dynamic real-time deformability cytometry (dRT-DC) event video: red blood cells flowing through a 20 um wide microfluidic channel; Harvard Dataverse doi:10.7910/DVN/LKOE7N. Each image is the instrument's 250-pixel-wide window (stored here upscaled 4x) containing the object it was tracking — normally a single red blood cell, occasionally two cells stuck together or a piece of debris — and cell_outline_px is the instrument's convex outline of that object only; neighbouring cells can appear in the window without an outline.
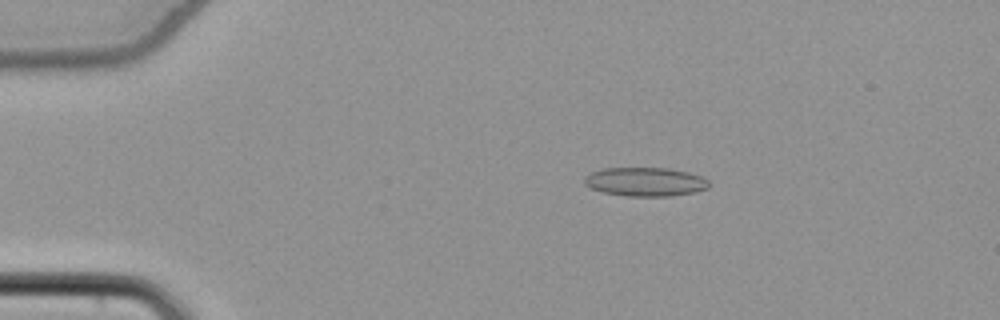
{"species": "common noctule bat (a hibernating species)", "species_latin": "Nyctalus noctula", "temperature_condition": "cold", "stored_images_in_passage": 54, "camera_frame_rate_fps": 3000, "um_per_image_px": 0.085, "animal": {"sex": "female", "body_mass_g": 22.7, "forearm_length_mm": 54.2}, "frame": {"image": 1, "passage_image": 11, "time_ms": 3.333, "image_size_px": [1000, 320], "cell_outline_px": [[708, 188], [696, 192], [668, 196], [624, 196], [604, 192], [592, 188], [584, 184], [584, 176], [592, 172], [604, 168], [668, 168], [688, 172], [704, 176], [708, 180]], "centroid_in_image_um": [54.87, 15.45], "position_along_channel_um": 30.1, "area_um2": 20.98}}
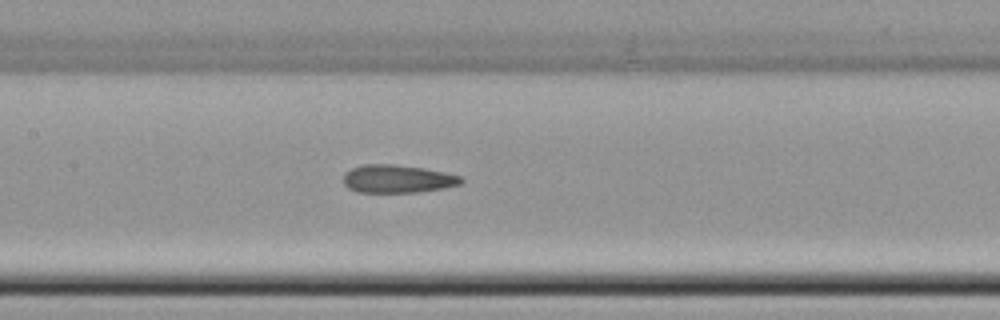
{"frame": {"image": 2, "passage_image": 27, "time_ms": 8.667, "image_size_px": [1000, 320], "cell_outline_px": [[464, 180], [460, 184], [420, 192], [356, 192], [348, 188], [344, 184], [344, 172], [352, 168], [364, 164], [392, 164], [424, 168], [444, 172], [460, 176]], "centroid_in_image_um": [33.75, 15.2], "position_along_channel_um": 173.7, "area_um2": 19.13}}
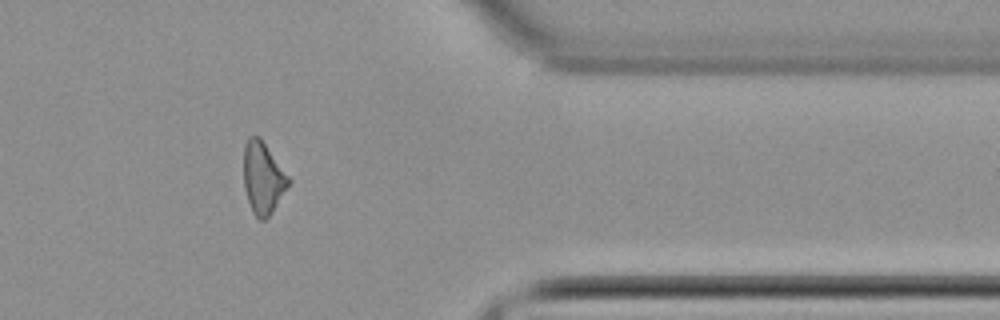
{"frame": {"image": 3, "passage_image": 45, "time_ms": 14.667, "image_size_px": [1000, 320], "cell_outline_px": [[292, 180], [272, 212], [264, 220], [256, 220], [252, 212], [244, 188], [244, 144], [248, 136], [260, 136]], "centroid_in_image_um": [22.35, 15.11], "position_along_channel_um": 389.1, "area_um2": 18.96}, "authors_computed_cell_mechanics": {"area_um2": 19.7098, "velocity_mm_per_s": 3.8744, "shape_relaxation_time_tau1_ms": null, "shape_relaxation_time_tau2_ms": 3.1032, "deformation_change_tau1": null, "deformation_change_tau2": 0.1272}}